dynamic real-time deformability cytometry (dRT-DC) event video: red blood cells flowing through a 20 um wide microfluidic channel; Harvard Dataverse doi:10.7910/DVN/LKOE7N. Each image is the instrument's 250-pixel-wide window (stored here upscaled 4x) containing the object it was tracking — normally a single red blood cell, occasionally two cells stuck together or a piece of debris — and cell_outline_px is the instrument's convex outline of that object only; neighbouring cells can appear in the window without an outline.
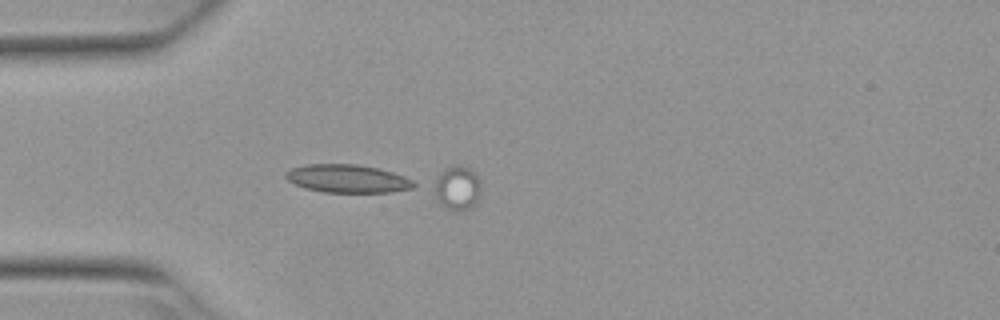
{"species": "Egyptian fruit bat (a non-hibernating species)", "species_latin": "Rousettus aegyptiacus", "temperature_condition": "warm", "stored_images_in_passage": 5, "segment_of_instrument_passage": [2, 2], "camera_frame_rate_fps": 3000, "um_per_image_px": 0.085, "animal": {"sex": "female"}, "frame": {"image": 1, "passage_image": 5, "time_ms": 1.333, "image_size_px": [1000, 320], "cell_outline_px": [[480, 192], [476, 204], [464, 212], [452, 212], [440, 204], [428, 184], [444, 168], [452, 164], [456, 164], [468, 168], [476, 172], [480, 184]], "centroid_in_image_um": [38.79, 15.99], "position_along_channel_um": 46.2, "area_um2": 12.95}}